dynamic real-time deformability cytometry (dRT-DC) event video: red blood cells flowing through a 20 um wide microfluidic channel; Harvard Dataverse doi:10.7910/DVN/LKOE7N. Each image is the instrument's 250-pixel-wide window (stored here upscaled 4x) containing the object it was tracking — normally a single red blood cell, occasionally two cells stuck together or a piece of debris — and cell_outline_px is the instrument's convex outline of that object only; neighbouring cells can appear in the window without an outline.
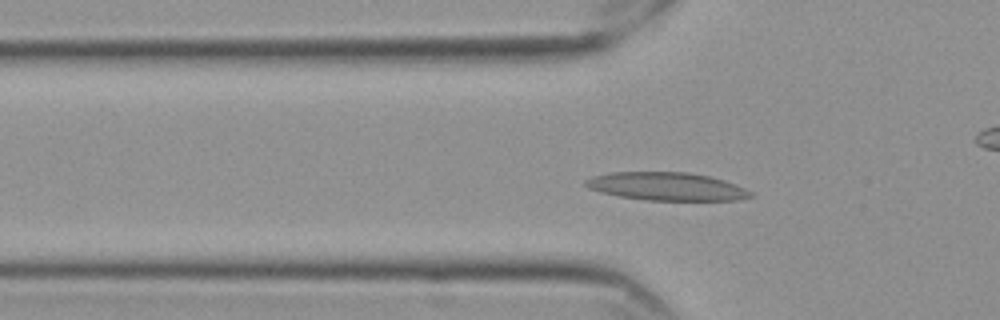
{"species": "Egyptian fruit bat (a non-hibernating species)", "species_latin": "Rousettus aegyptiacus", "temperature_condition": "cold", "stored_images_in_passage": 39, "camera_frame_rate_fps": 3000, "um_per_image_px": 0.085, "frame": {"image": 1, "passage_image": 8, "time_ms": 2.333, "image_size_px": [1000, 320], "cell_outline_px": [[752, 196], [736, 200], [644, 200], [620, 196], [600, 192], [588, 188], [584, 184], [584, 180], [592, 176], [612, 172], [688, 172], [708, 176], [744, 188], [752, 192]], "centroid_in_image_um": [56.59, 15.84], "position_along_channel_um": 69.2, "area_um2": 26.7}}
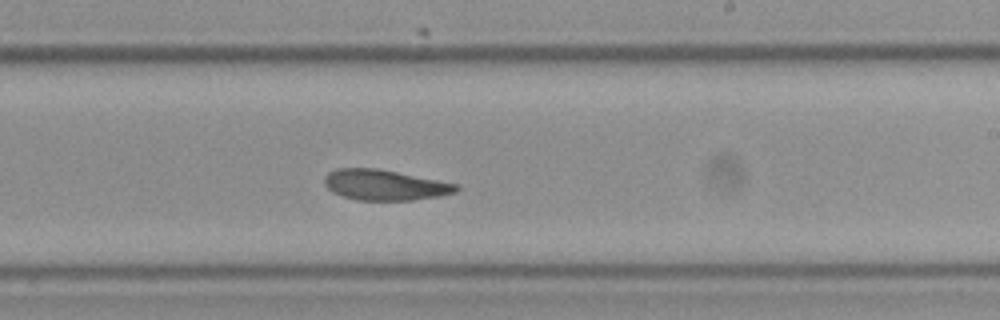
{"frame": {"image": 2, "passage_image": 24, "time_ms": 7.667, "image_size_px": [1000, 320], "cell_outline_px": [[460, 188], [456, 192], [440, 196], [412, 200], [356, 200], [340, 196], [332, 192], [324, 184], [324, 176], [328, 172], [336, 168], [376, 168], [460, 184]], "centroid_in_image_um": [32.69, 15.72], "position_along_channel_um": 256.3, "area_um2": 23.64}}
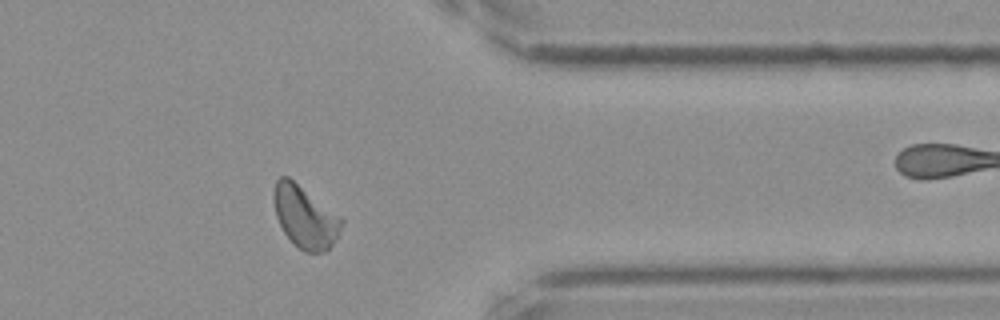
{"frame": {"image": 3, "passage_image": 36, "time_ms": 11.667, "image_size_px": [1000, 320], "cell_outline_px": [[344, 224], [336, 240], [324, 252], [304, 252], [284, 232], [276, 216], [272, 196], [272, 192], [276, 180], [280, 176], [288, 176], [340, 216], [344, 220]], "centroid_in_image_um": [25.92, 18.42], "position_along_channel_um": 385.5, "area_um2": 24.39}, "authors_computed_cell_mechanics": {"area_um2": 24.3916, "velocity_mm_per_s": 3.5115, "shape_relaxation_time_tau1_ms": null, "shape_relaxation_time_tau2_ms": 4.5445, "deformation_change_tau1": null, "deformation_change_tau2": 0.1068}}